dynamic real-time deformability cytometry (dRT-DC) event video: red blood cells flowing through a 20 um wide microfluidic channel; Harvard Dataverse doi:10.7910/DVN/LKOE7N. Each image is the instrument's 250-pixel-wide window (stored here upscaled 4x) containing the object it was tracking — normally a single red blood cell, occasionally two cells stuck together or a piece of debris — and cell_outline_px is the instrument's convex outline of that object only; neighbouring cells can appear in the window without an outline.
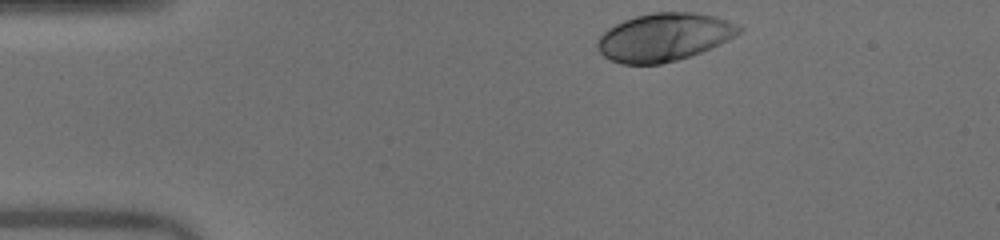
{"species": "human", "species_latin": "Homo sapiens", "temperature_condition": "warm", "stored_images_in_passage": 33, "camera_frame_rate_fps": 3000, "um_per_image_px": 0.085, "donor": {"sex": "male"}, "frame": {"image": 1, "passage_image": 1, "time_ms": 0.0, "image_size_px": [1000, 240], "cell_outline_px": [[744, 28], [740, 32], [728, 40], [720, 44], [700, 52], [676, 60], [660, 64], [620, 64], [604, 56], [600, 52], [596, 44], [596, 40], [608, 28], [624, 20], [636, 16], [652, 12], [692, 12], [716, 16], [728, 20]], "centroid_in_image_um": [56.44, 3.15], "position_along_channel_um": 28.6, "area_um2": 39.48}}
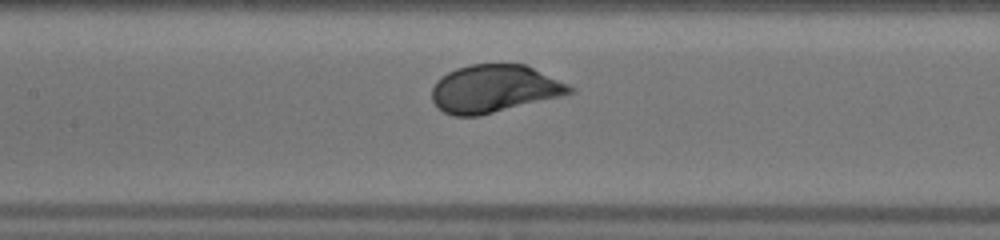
{"frame": {"image": 2, "passage_image": 16, "time_ms": 5.0, "image_size_px": [1000, 240], "cell_outline_px": [[576, 92], [480, 116], [452, 116], [436, 108], [432, 100], [432, 88], [436, 80], [440, 76], [456, 68], [472, 64], [524, 64], [568, 84], [576, 88]], "centroid_in_image_um": [41.97, 7.55], "position_along_channel_um": 165.4, "area_um2": 38.38}}
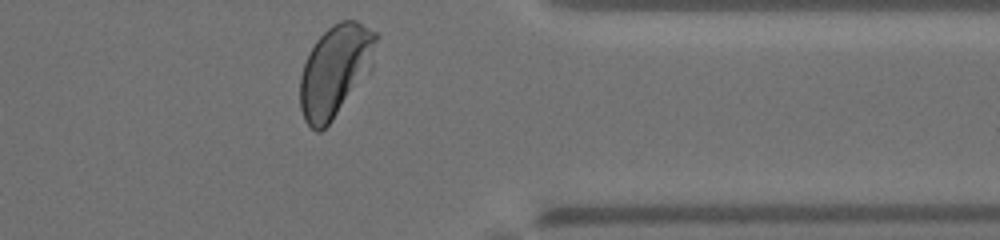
{"frame": {"image": 3, "passage_image": 33, "time_ms": 10.667, "image_size_px": [1000, 240], "cell_outline_px": [[380, 36], [372, 72], [332, 120], [320, 132], [316, 132], [304, 120], [300, 108], [300, 76], [308, 52], [316, 40], [332, 24], [340, 20], [356, 20], [376, 32]], "centroid_in_image_um": [28.55, 5.99], "position_along_channel_um": 382.9, "area_um2": 41.44}, "authors_computed_cell_mechanics": {"area_um2": 38.4948, "velocity_mm_per_s": 4.0236, "shape_relaxation_time_tau1_ms": 1.7653, "shape_relaxation_time_tau2_ms": null, "deformation_change_tau1": 0.1448, "deformation_change_tau2": null}}